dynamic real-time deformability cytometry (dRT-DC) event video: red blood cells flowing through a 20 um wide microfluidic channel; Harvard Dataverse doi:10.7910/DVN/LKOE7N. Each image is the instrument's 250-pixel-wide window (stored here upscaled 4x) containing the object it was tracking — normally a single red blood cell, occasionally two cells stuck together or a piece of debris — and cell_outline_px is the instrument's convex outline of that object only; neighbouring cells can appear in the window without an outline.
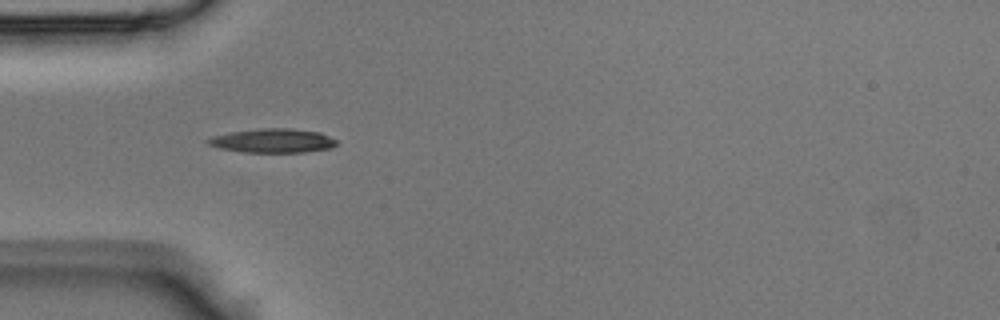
{"species": "Egyptian fruit bat (a non-hibernating species)", "species_latin": "Rousettus aegyptiacus", "temperature_condition": "room temperature", "stored_images_in_passage": 2, "camera_frame_rate_fps": 3000, "um_per_image_px": 0.085, "animal": {"sex": "male"}, "frame": {"image": 1, "passage_image": 1, "time_ms": 0.0, "image_size_px": [1000, 320], "cell_outline_px": [[336, 144], [332, 148], [304, 152], [244, 152], [220, 148], [208, 144], [208, 140], [212, 136], [228, 132], [260, 128], [292, 128], [320, 132], [336, 140]], "centroid_in_image_um": [23.2, 11.95], "position_along_channel_um": 61.8, "area_um2": 17.98}}
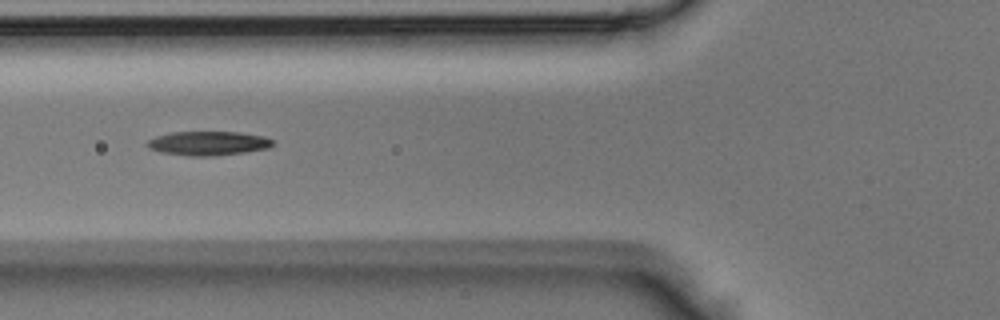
{"frame": {"image": 2, "passage_image": 2, "time_ms": 0.333, "image_size_px": [1000, 320], "cell_outline_px": [[276, 144], [268, 148], [244, 152], [216, 156], [188, 156], [160, 152], [148, 148], [144, 144], [148, 140], [156, 136], [172, 132], [240, 132], [264, 136], [272, 140]], "centroid_in_image_um": [17.68, 12.18], "position_along_channel_um": 108.1, "area_um2": 17.8}}